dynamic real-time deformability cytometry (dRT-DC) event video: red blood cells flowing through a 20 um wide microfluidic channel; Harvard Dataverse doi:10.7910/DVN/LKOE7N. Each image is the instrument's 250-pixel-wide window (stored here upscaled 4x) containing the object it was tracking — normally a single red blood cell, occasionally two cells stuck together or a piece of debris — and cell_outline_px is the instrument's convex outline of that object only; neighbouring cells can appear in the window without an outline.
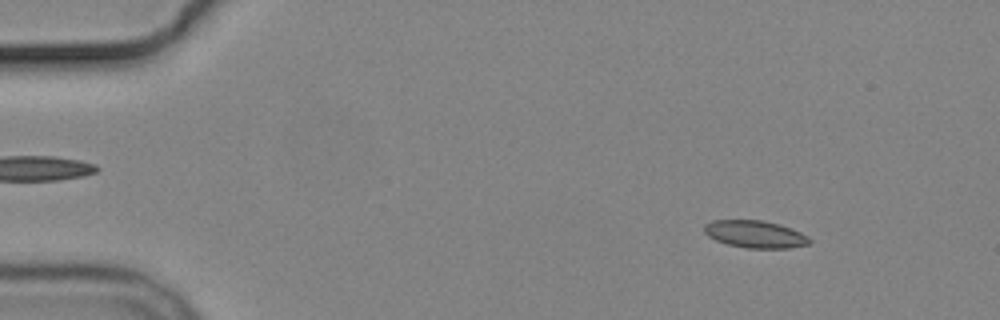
{"species": "common noctule bat (a hibernating species)", "species_latin": "Nyctalus noctula", "temperature_condition": "cold", "stored_images_in_passage": 4, "camera_frame_rate_fps": 3000, "um_per_image_px": 0.085, "animal": {"sex": "male", "body_mass_g": 19.2, "forearm_length_mm": 51.8}, "frame": {"image": 1, "passage_image": 2, "time_ms": 1.0, "image_size_px": [1000, 320], "cell_outline_px": [[812, 244], [788, 248], [744, 248], [728, 244], [716, 240], [708, 236], [704, 232], [704, 224], [712, 220], [764, 220], [780, 224], [792, 228], [808, 236], [812, 240]], "centroid_in_image_um": [64.22, 19.9], "position_along_channel_um": 20.8, "area_um2": 16.99}}
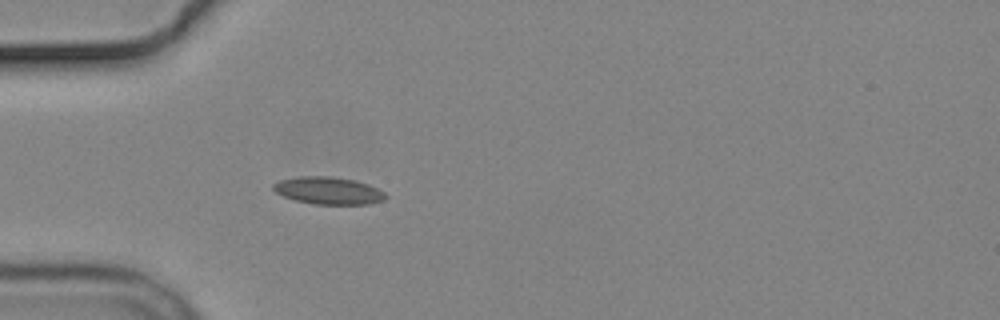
{"frame": {"image": 2, "passage_image": 4, "time_ms": 4.333, "image_size_px": [1000, 320], "cell_outline_px": [[388, 196], [384, 200], [368, 204], [316, 204], [296, 200], [284, 196], [276, 192], [272, 188], [272, 184], [280, 180], [300, 176], [328, 176], [352, 180], [368, 184], [384, 192]], "centroid_in_image_um": [27.91, 16.2], "position_along_channel_um": 57.1, "area_um2": 17.69}}